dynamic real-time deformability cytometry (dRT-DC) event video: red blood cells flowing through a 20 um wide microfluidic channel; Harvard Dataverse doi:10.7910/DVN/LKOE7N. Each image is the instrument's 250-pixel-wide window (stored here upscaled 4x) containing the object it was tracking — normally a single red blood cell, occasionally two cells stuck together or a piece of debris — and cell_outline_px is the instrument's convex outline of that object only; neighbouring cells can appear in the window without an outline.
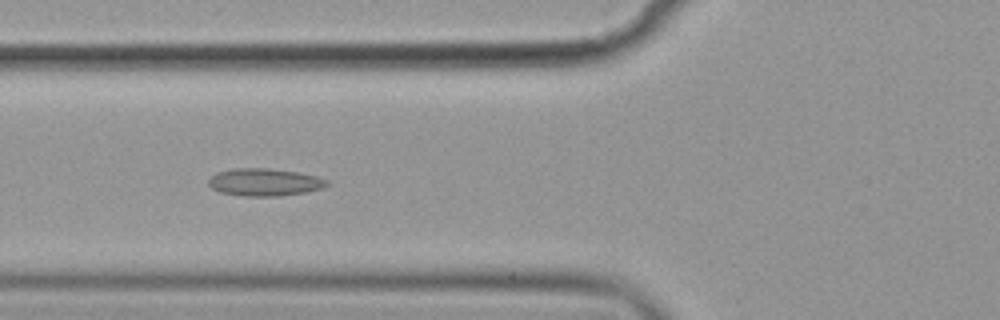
{"species": "common noctule bat (a hibernating species)", "species_latin": "Nyctalus noctula", "temperature_condition": "cold", "stored_images_in_passage": 10, "camera_frame_rate_fps": 3000, "um_per_image_px": 0.085, "animal": {"sex": "female", "body_mass_g": 19.9}, "frame": {"image": 1, "passage_image": 6, "time_ms": 6.0, "image_size_px": [1000, 320], "cell_outline_px": [[332, 184], [324, 188], [308, 192], [280, 196], [244, 196], [220, 192], [212, 188], [208, 184], [208, 180], [216, 172], [236, 168], [268, 168], [296, 172], [316, 176], [328, 180]], "centroid_in_image_um": [22.53, 15.49], "position_along_channel_um": 103.3, "area_um2": 19.13}}
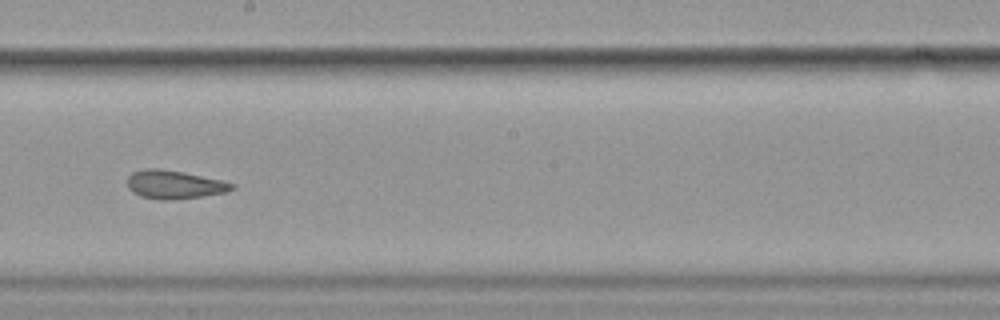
{"frame": {"image": 2, "passage_image": 9, "time_ms": 9.667, "image_size_px": [1000, 320], "cell_outline_px": [[236, 188], [224, 192], [200, 196], [164, 200], [140, 196], [132, 192], [128, 188], [128, 176], [132, 172], [144, 168], [160, 168], [220, 180], [236, 184]], "centroid_in_image_um": [14.77, 15.68], "position_along_channel_um": 233.4, "area_um2": 16.99}}
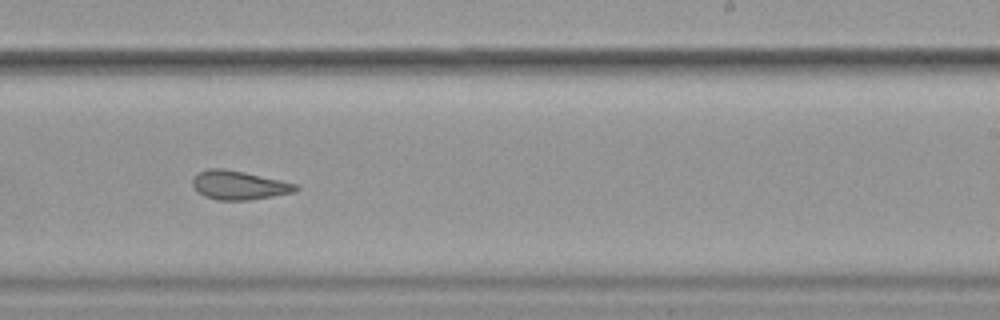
{"frame": {"image": 3, "passage_image": 10, "time_ms": 10.667, "image_size_px": [1000, 320], "cell_outline_px": [[300, 188], [292, 192], [272, 196], [248, 200], [216, 200], [204, 196], [192, 184], [192, 180], [200, 172], [208, 168], [224, 168], [244, 172], [296, 184]], "centroid_in_image_um": [20.29, 15.74], "position_along_channel_um": 268.7, "area_um2": 16.99}}